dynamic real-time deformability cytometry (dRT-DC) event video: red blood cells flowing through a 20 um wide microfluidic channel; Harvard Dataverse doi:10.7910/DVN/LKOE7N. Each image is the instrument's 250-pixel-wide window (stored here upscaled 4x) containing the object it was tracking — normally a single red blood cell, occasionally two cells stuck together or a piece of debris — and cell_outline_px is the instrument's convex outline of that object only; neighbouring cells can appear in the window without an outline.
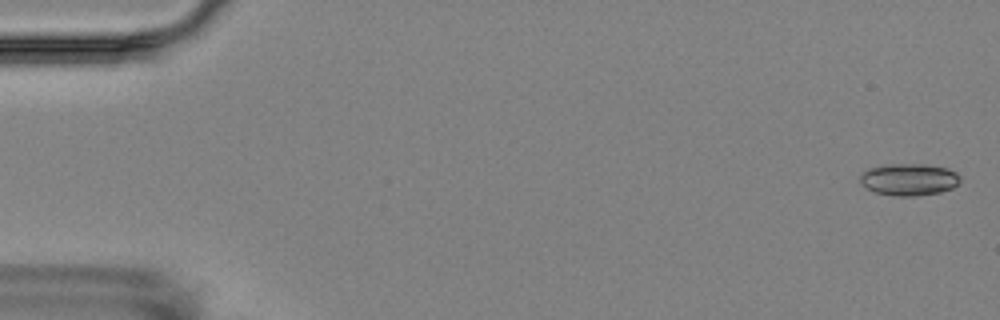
{"species": "Egyptian fruit bat (a non-hibernating species)", "species_latin": "Rousettus aegyptiacus", "temperature_condition": "room temperature", "stored_images_in_passage": 5, "camera_frame_rate_fps": 3000, "um_per_image_px": 0.085, "animal": {"sex": "female"}, "frame": {"image": 1, "passage_image": 1, "time_ms": 0.0, "image_size_px": [1000, 320], "cell_outline_px": [[960, 180], [952, 188], [940, 192], [916, 196], [896, 196], [876, 192], [868, 188], [860, 180], [860, 176], [868, 168], [888, 164], [924, 164], [948, 168], [956, 172], [960, 176]], "centroid_in_image_um": [77.29, 15.25], "position_along_channel_um": 7.7, "area_um2": 18.5}}